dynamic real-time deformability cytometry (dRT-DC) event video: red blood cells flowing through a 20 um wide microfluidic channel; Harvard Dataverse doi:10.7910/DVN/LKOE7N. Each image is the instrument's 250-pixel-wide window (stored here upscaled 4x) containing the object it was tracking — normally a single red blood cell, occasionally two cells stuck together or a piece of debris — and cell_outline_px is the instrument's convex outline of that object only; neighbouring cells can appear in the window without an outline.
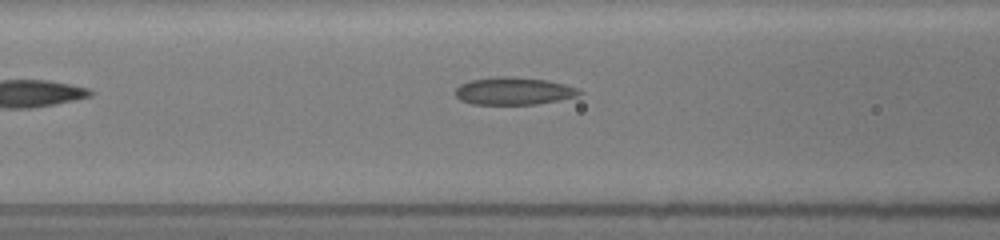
{"species": "common noctule bat (a hibernating species)", "species_latin": "Nyctalus noctula", "temperature_condition": "room temperature", "stored_images_in_passage": 21, "camera_frame_rate_fps": 3000, "um_per_image_px": 0.085, "animal": {"sex": "female", "body_mass_g": 19.5, "forearm_length_mm": 54.1}, "frame": {"image": 1, "passage_image": 5, "time_ms": 1.333, "image_size_px": [1000, 240], "cell_outline_px": [[584, 92], [576, 96], [560, 100], [536, 104], [472, 104], [460, 100], [456, 96], [456, 88], [460, 84], [468, 80], [492, 76], [516, 76], [548, 80], [580, 88]], "centroid_in_image_um": [43.67, 7.72], "position_along_channel_um": 122.9, "area_um2": 20.23}}
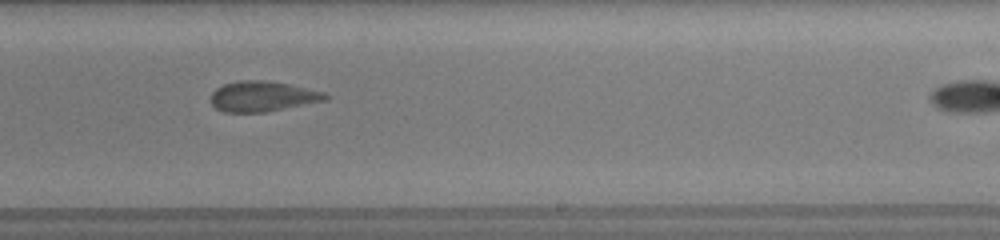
{"frame": {"image": 2, "passage_image": 14, "time_ms": 5.0, "image_size_px": [1000, 240], "cell_outline_px": [[328, 100], [264, 112], [224, 112], [216, 108], [212, 104], [212, 92], [216, 88], [224, 84], [240, 80], [264, 80], [288, 84], [324, 92], [328, 96]], "centroid_in_image_um": [22.31, 8.19], "position_along_channel_um": 266.7, "area_um2": 20.06}}
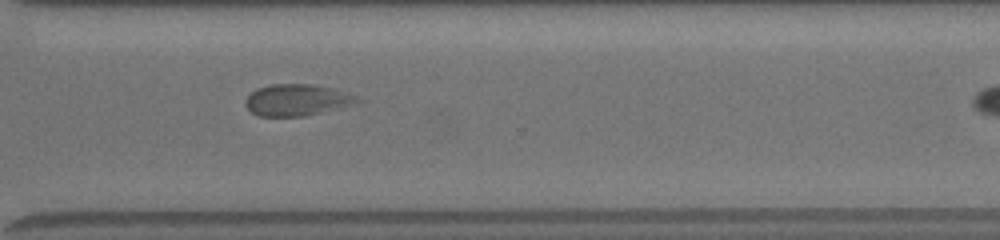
{"frame": {"image": 3, "passage_image": 18, "time_ms": 7.0, "image_size_px": [1000, 240], "cell_outline_px": [[364, 100], [320, 112], [304, 116], [256, 116], [244, 104], [244, 100], [256, 88], [268, 84], [316, 84], [332, 88], [356, 96]], "centroid_in_image_um": [25.16, 8.48], "position_along_channel_um": 345.4, "area_um2": 20.35}}